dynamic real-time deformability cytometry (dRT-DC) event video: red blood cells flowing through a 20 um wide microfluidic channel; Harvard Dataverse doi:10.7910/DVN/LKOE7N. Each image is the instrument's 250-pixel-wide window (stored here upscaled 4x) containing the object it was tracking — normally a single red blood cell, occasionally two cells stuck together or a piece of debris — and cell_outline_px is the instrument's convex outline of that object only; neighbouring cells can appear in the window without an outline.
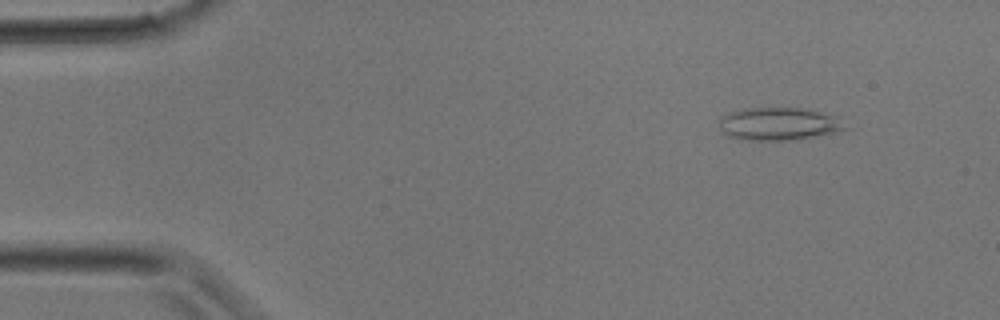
{"species": "common noctule bat (a hibernating species)", "species_latin": "Nyctalus noctula", "temperature_condition": "room temperature", "stored_images_in_passage": 33, "camera_frame_rate_fps": 3000, "um_per_image_px": 0.085, "animal": {"sex": "male", "body_mass_g": 17.9}, "frame": {"image": 1, "passage_image": 4, "time_ms": 1.0, "image_size_px": [1000, 320], "cell_outline_px": [[848, 128], [836, 132], [796, 140], [740, 140], [728, 136], [720, 128], [720, 116], [728, 112], [740, 108], [800, 108], [840, 116]], "centroid_in_image_um": [66.2, 10.53], "position_along_channel_um": 18.8, "area_um2": 24.45}}
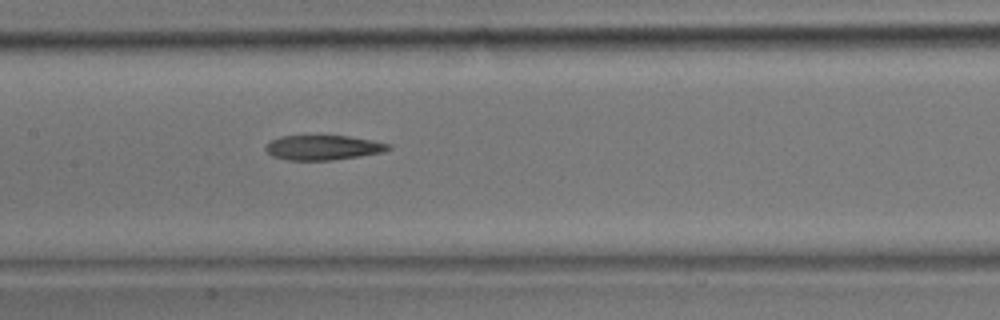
{"frame": {"image": 2, "passage_image": 16, "time_ms": 5.0, "image_size_px": [1000, 320], "cell_outline_px": [[392, 148], [380, 152], [360, 156], [332, 160], [288, 160], [272, 156], [264, 148], [272, 140], [280, 136], [348, 136], [372, 140], [392, 144]], "centroid_in_image_um": [27.48, 12.54], "position_along_channel_um": 179.9, "area_um2": 17.57}}
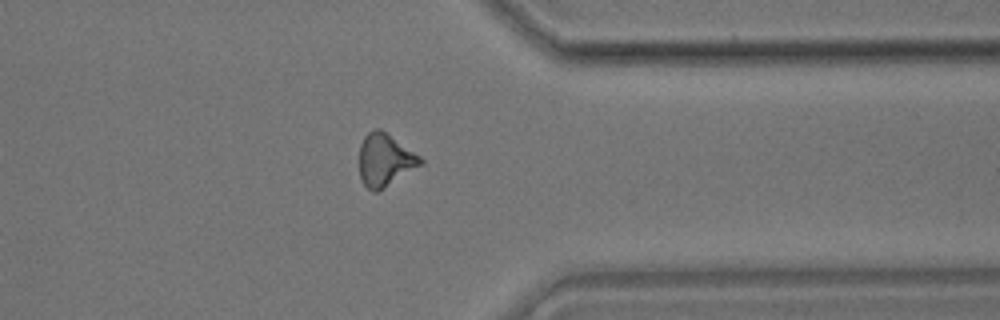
{"frame": {"image": 3, "passage_image": 26, "time_ms": 8.333, "image_size_px": [1000, 320], "cell_outline_px": [[424, 164], [384, 188], [376, 192], [372, 192], [364, 184], [360, 176], [360, 144], [364, 136], [368, 132], [376, 128], [380, 128], [420, 156], [424, 160]], "centroid_in_image_um": [32.73, 13.6], "position_along_channel_um": 378.7, "area_um2": 18.73}}